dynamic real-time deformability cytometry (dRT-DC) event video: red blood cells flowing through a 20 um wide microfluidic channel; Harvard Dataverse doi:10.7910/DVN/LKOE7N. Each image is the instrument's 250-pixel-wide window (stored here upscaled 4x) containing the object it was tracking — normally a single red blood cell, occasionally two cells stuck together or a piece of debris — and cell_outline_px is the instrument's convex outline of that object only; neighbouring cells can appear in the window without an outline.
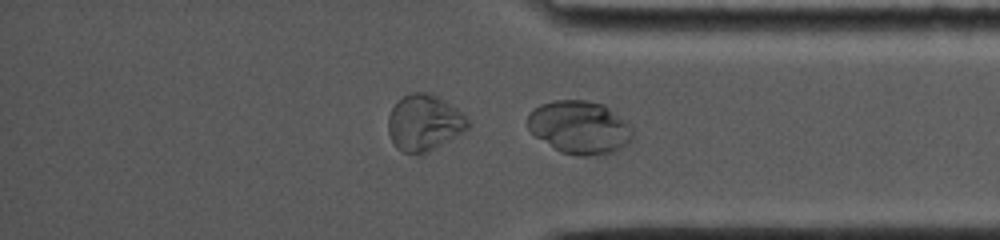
{"species": "common noctule bat (a hibernating species)", "species_latin": "Nyctalus noctula", "temperature_condition": "cold", "stored_images_in_passage": 14, "camera_frame_rate_fps": 5000, "um_per_image_px": 0.085, "animal": {"sex": "female", "body_mass_g": 19.0, "forearm_length_mm": 53.3}, "frame": {"image": 1, "passage_image": 14, "time_ms": 9.4, "image_size_px": [1000, 240], "cell_outline_px": [[632, 140], [628, 144], [616, 152], [588, 156], [576, 156], [560, 152], [536, 136], [528, 128], [528, 116], [540, 104], [556, 100], [584, 100], [604, 104], [624, 120], [632, 128]], "centroid_in_image_um": [49.29, 10.84], "position_along_channel_um": 385.9, "area_um2": 32.37}}